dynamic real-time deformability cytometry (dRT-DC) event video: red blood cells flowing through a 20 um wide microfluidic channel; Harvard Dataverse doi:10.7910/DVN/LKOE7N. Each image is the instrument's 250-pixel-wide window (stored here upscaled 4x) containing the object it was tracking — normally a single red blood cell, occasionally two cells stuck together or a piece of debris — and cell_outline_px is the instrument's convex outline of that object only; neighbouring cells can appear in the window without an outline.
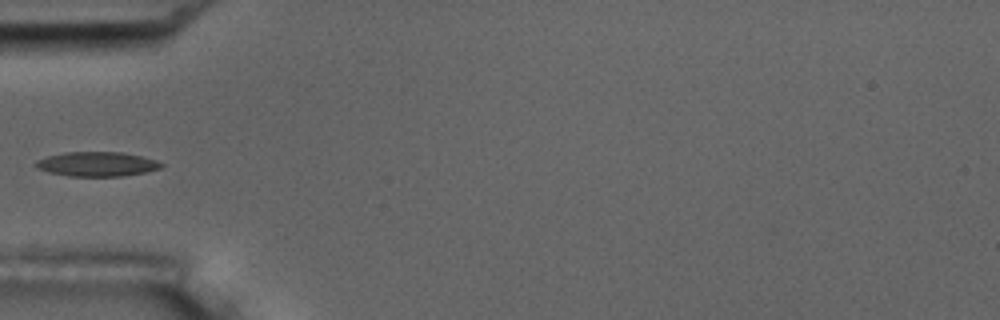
{"species": "common noctule bat (a hibernating species)", "species_latin": "Nyctalus noctula", "temperature_condition": "room temperature", "stored_images_in_passage": 7, "camera_frame_rate_fps": 3000, "um_per_image_px": 0.085, "animal": {"sex": "male", "body_mass_g": 17.5, "forearm_length_mm": 52.3}, "frame": {"image": 1, "passage_image": 4, "time_ms": 3.667, "image_size_px": [1000, 320], "cell_outline_px": [[164, 164], [160, 168], [144, 172], [120, 176], [68, 176], [48, 172], [36, 168], [32, 164], [36, 160], [48, 156], [64, 152], [120, 152], [140, 156], [156, 160]], "centroid_in_image_um": [8.18, 13.94], "position_along_channel_um": 76.8, "area_um2": 17.86}}
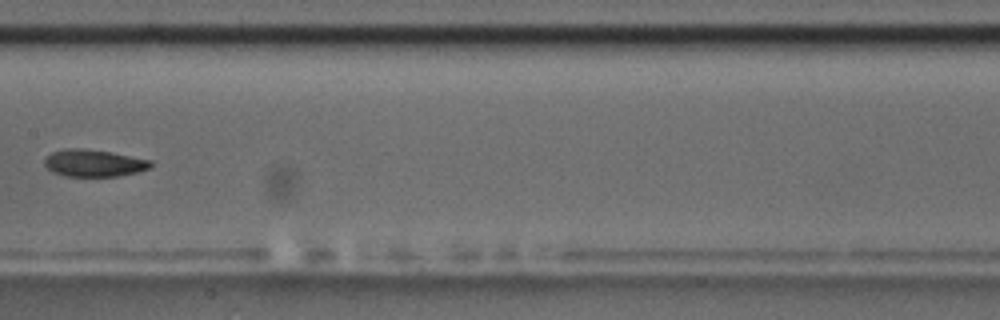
{"frame": {"image": 2, "passage_image": 7, "time_ms": 7.0, "image_size_px": [1000, 320], "cell_outline_px": [[152, 164], [148, 168], [136, 172], [116, 176], [64, 176], [52, 172], [44, 164], [44, 160], [52, 152], [64, 148], [84, 148], [112, 152], [152, 160]], "centroid_in_image_um": [7.95, 13.85], "position_along_channel_um": 199.4, "area_um2": 16.76}}